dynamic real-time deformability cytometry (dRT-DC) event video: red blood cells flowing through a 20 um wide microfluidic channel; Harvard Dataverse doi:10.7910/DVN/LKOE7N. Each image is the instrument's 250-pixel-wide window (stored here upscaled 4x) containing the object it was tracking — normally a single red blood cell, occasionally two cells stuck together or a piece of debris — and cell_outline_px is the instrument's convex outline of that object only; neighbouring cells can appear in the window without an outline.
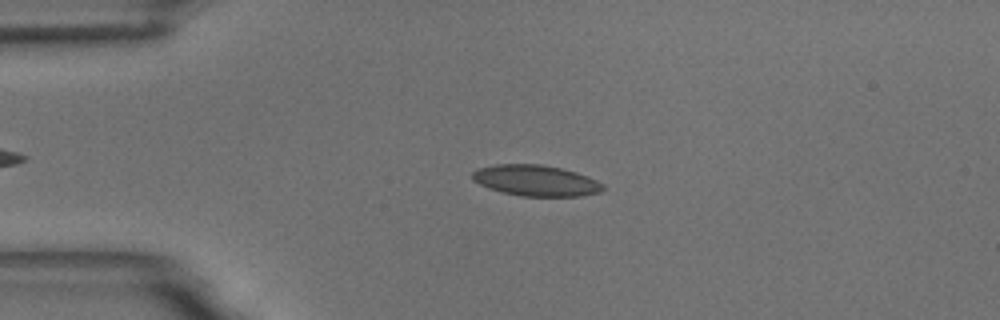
{"species": "common noctule bat (a hibernating species)", "species_latin": "Nyctalus noctula", "temperature_condition": "room temperature", "stored_images_in_passage": 49, "camera_frame_rate_fps": 3000, "um_per_image_px": 0.085, "animal": {"sex": "male", "body_mass_g": 18.8}, "frame": {"image": 1, "passage_image": 12, "time_ms": 3.667, "image_size_px": [1000, 320], "cell_outline_px": [[604, 188], [600, 192], [580, 196], [520, 196], [488, 188], [472, 180], [472, 172], [476, 168], [496, 164], [540, 164], [560, 168], [576, 172], [588, 176], [604, 184]], "centroid_in_image_um": [45.53, 15.34], "position_along_channel_um": 39.5, "area_um2": 23.58}}
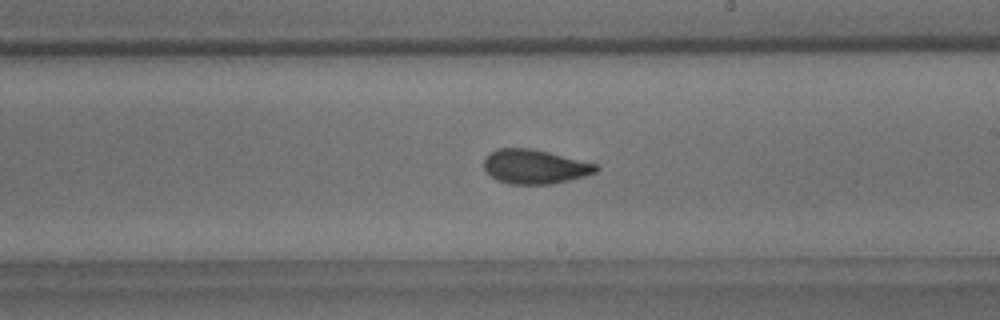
{"frame": {"image": 2, "passage_image": 31, "time_ms": 10.0, "image_size_px": [1000, 320], "cell_outline_px": [[600, 168], [596, 172], [584, 176], [552, 184], [508, 184], [496, 180], [484, 168], [484, 160], [496, 148], [532, 148], [600, 164]], "centroid_in_image_um": [45.5, 14.16], "position_along_channel_um": 243.5, "area_um2": 22.48}}
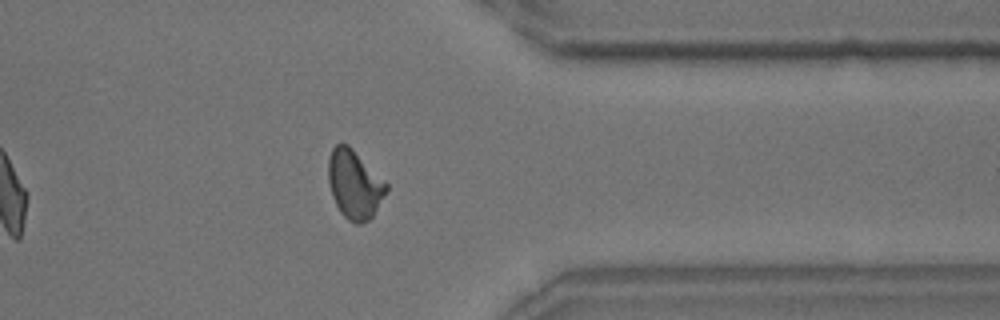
{"frame": {"image": 3, "passage_image": 43, "time_ms": 14.0, "image_size_px": [1000, 320], "cell_outline_px": [[388, 188], [372, 216], [368, 220], [360, 224], [356, 224], [348, 220], [340, 212], [332, 196], [328, 180], [328, 160], [332, 148], [336, 144], [348, 144], [388, 184]], "centroid_in_image_um": [30.11, 15.67], "position_along_channel_um": 381.3, "area_um2": 22.95}, "authors_computed_cell_mechanics": {"area_um2": 22.6576, "velocity_mm_per_s": 3.6662, "shape_relaxation_time_tau1_ms": 4.0903, "shape_relaxation_time_tau2_ms": 1.0042, "deformation_change_tau1": 0.1258, "deformation_change_tau2": 0.0615}}